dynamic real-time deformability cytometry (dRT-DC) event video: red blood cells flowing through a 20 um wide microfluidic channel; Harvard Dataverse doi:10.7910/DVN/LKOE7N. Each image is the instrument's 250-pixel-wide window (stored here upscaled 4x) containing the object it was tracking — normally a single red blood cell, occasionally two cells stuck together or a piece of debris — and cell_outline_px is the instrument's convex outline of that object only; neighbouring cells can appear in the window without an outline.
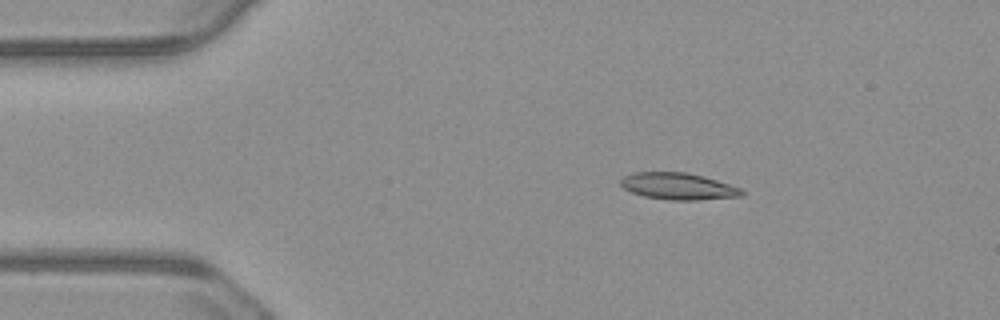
{"species": "common noctule bat (a hibernating species)", "species_latin": "Nyctalus noctula", "temperature_condition": "warm", "stored_images_in_passage": 46, "camera_frame_rate_fps": 3000, "um_per_image_px": 0.085, "animal": {"sex": "male", "body_mass_g": 23.1, "forearm_length_mm": 52.7}, "frame": {"image": 1, "passage_image": 1, "time_ms": 0.0, "image_size_px": [1000, 320], "cell_outline_px": [[744, 196], [696, 200], [668, 200], [644, 196], [632, 192], [624, 188], [620, 184], [620, 180], [624, 176], [632, 172], [688, 172], [704, 176], [740, 188], [744, 192]], "centroid_in_image_um": [57.64, 15.83], "position_along_channel_um": 27.4, "area_um2": 18.9}}
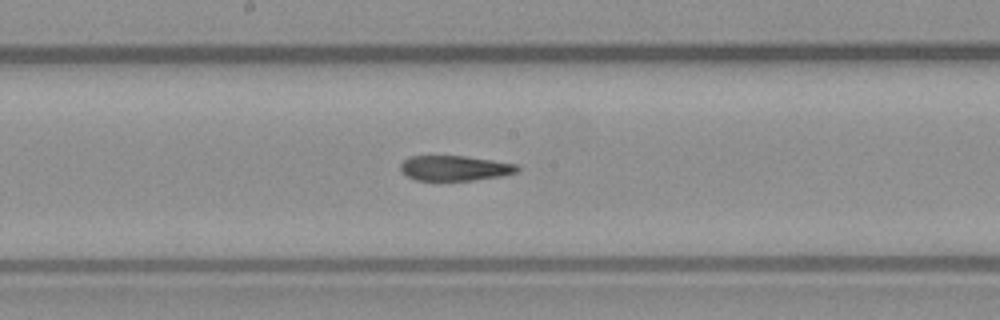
{"frame": {"image": 2, "passage_image": 20, "time_ms": 6.333, "image_size_px": [1000, 320], "cell_outline_px": [[520, 168], [516, 172], [504, 176], [472, 180], [416, 180], [400, 172], [400, 164], [408, 156], [464, 156], [520, 164]], "centroid_in_image_um": [38.67, 14.29], "position_along_channel_um": 209.5, "area_um2": 17.22}}
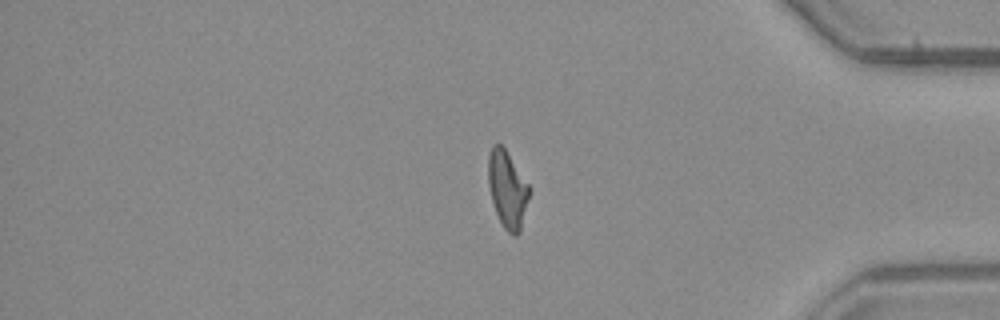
{"frame": {"image": 3, "passage_image": 37, "time_ms": 12.0, "image_size_px": [1000, 320], "cell_outline_px": [[532, 188], [520, 232], [516, 236], [512, 236], [504, 228], [496, 212], [492, 200], [488, 184], [488, 156], [492, 144], [500, 144], [504, 148]], "centroid_in_image_um": [43.15, 16.1], "position_along_channel_um": 392.1, "area_um2": 18.55}, "authors_computed_cell_mechanics": {"area_um2": 18.6116, "velocity_mm_per_s": 3.7481, "shape_relaxation_time_tau1_ms": null, "shape_relaxation_time_tau2_ms": 3.6274, "deformation_change_tau1": null, "deformation_change_tau2": 0.1279}}